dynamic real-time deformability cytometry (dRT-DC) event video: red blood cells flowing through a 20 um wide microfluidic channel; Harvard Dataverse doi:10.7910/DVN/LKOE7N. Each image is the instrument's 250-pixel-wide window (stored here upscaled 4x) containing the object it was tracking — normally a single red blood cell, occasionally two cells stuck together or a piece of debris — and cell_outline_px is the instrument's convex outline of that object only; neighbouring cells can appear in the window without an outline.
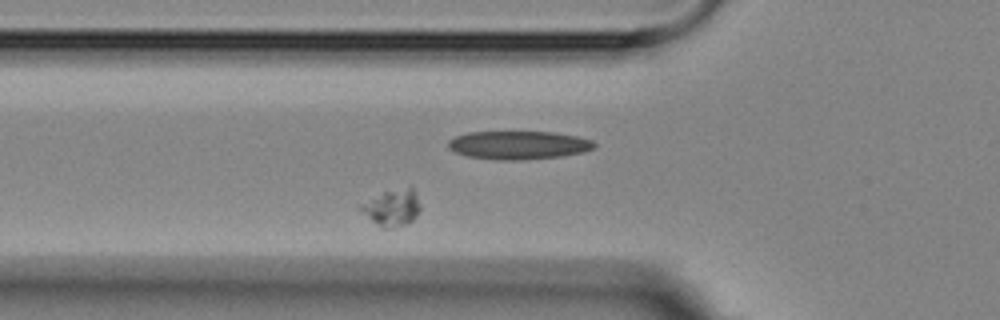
{"species": "Egyptian fruit bat (a non-hibernating species)", "species_latin": "Rousettus aegyptiacus", "temperature_condition": "room temperature", "stored_images_in_passage": 5, "segment_of_instrument_passage": [2, 2], "camera_frame_rate_fps": 3000, "um_per_image_px": 0.085, "animal": {"sex": "female"}, "frame": {"image": 1, "passage_image": 5, "time_ms": 4.333, "image_size_px": [1000, 320], "cell_outline_px": [[420, 208], [416, 216], [412, 220], [404, 224], [392, 228], [384, 228], [376, 224], [360, 208], [360, 204], [384, 192], [408, 188], [412, 188], [416, 192], [420, 204]], "centroid_in_image_um": [33.37, 17.66], "position_along_channel_um": 92.4, "area_um2": 12.14}}